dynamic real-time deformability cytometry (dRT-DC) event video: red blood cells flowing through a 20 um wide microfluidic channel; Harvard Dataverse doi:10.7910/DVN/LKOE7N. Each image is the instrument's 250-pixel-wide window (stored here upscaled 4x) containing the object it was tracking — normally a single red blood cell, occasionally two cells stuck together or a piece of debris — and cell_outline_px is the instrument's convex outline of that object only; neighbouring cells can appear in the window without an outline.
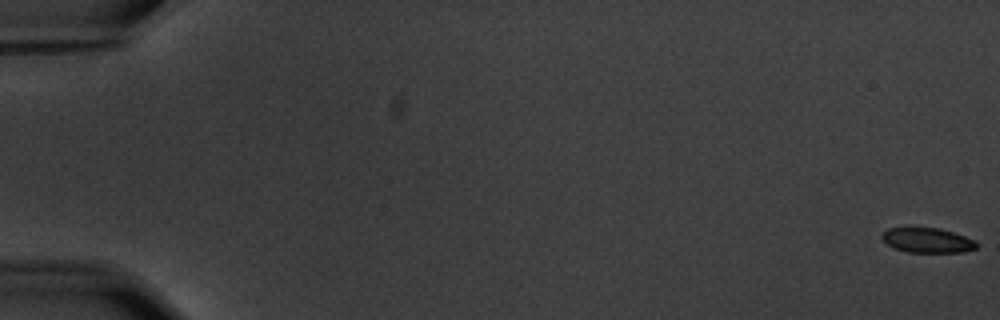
{"species": "common noctule bat (a hibernating species)", "species_latin": "Nyctalus noctula", "temperature_condition": "warm", "stored_images_in_passage": 9, "camera_frame_rate_fps": 3000, "um_per_image_px": 0.085, "animal": {"sex": "male", "body_mass_g": 20.1, "forearm_length_mm": 53.5}, "frame": {"image": 1, "passage_image": 1, "time_ms": 0.0, "image_size_px": [1000, 320], "cell_outline_px": [[976, 248], [960, 252], [908, 252], [896, 248], [888, 244], [880, 236], [880, 232], [888, 228], [904, 224], [912, 224], [940, 228], [976, 240]], "centroid_in_image_um": [78.72, 20.34], "position_along_channel_um": 6.3, "area_um2": 14.39}}